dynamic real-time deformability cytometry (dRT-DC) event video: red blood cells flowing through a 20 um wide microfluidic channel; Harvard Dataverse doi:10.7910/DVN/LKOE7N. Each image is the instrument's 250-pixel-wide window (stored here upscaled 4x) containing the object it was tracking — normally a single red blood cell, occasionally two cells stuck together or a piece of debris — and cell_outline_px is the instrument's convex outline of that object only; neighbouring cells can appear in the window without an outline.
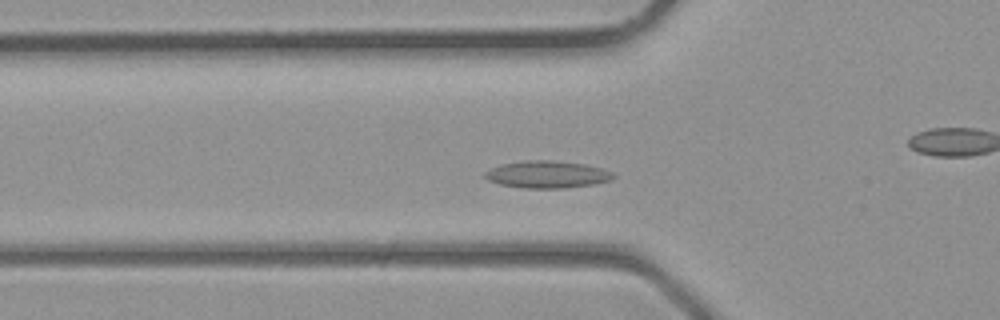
{"species": "common noctule bat (a hibernating species)", "species_latin": "Nyctalus noctula", "temperature_condition": "room temperature", "stored_images_in_passage": 37, "camera_frame_rate_fps": 3000, "um_per_image_px": 0.085, "animal": {"sex": "male", "body_mass_g": 23.1, "forearm_length_mm": 52.7}, "frame": {"image": 1, "passage_image": 11, "time_ms": 3.333, "image_size_px": [1000, 320], "cell_outline_px": [[616, 176], [608, 180], [592, 184], [564, 188], [524, 188], [500, 184], [488, 180], [484, 176], [484, 172], [500, 164], [524, 160], [552, 160], [584, 164], [600, 168], [612, 172]], "centroid_in_image_um": [46.46, 14.82], "position_along_channel_um": 79.3, "area_um2": 20.17}}
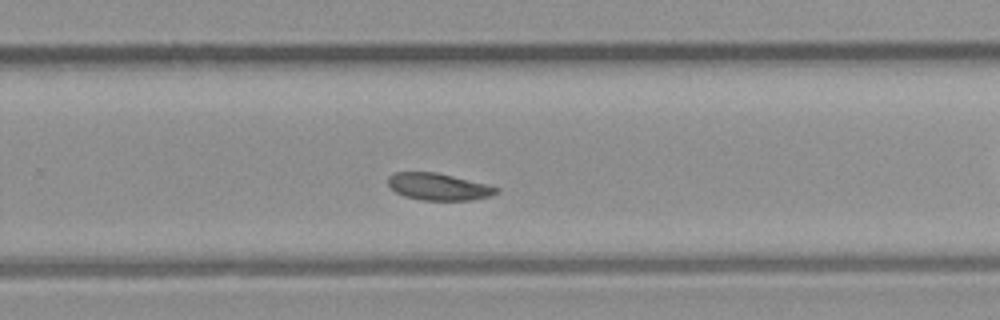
{"frame": {"image": 2, "passage_image": 23, "time_ms": 7.333, "image_size_px": [1000, 320], "cell_outline_px": [[500, 192], [492, 196], [472, 200], [420, 200], [404, 196], [396, 192], [388, 184], [388, 176], [392, 172], [436, 172], [500, 188]], "centroid_in_image_um": [37.26, 15.88], "position_along_channel_um": 292.5, "area_um2": 16.99}}
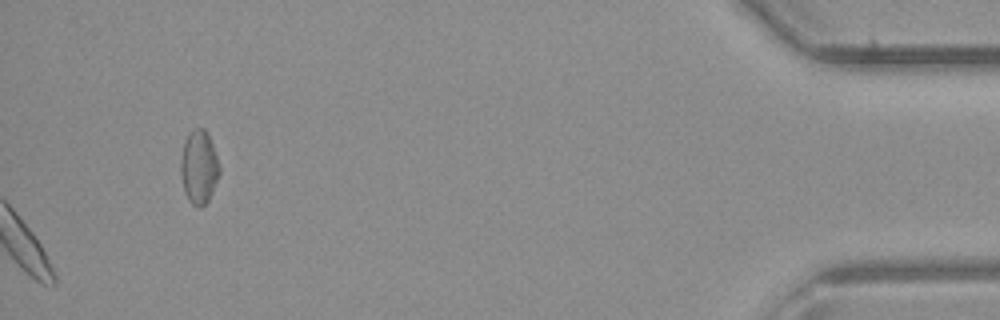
{"frame": {"image": 3, "passage_image": 37, "time_ms": 12.0, "image_size_px": [1000, 320], "cell_outline_px": [[220, 172], [212, 192], [208, 200], [200, 208], [196, 208], [188, 200], [184, 192], [180, 172], [180, 160], [184, 144], [188, 132], [192, 128], [204, 128], [208, 132], [220, 168]], "centroid_in_image_um": [16.89, 14.2], "position_along_channel_um": 418.3, "area_um2": 16.7}}